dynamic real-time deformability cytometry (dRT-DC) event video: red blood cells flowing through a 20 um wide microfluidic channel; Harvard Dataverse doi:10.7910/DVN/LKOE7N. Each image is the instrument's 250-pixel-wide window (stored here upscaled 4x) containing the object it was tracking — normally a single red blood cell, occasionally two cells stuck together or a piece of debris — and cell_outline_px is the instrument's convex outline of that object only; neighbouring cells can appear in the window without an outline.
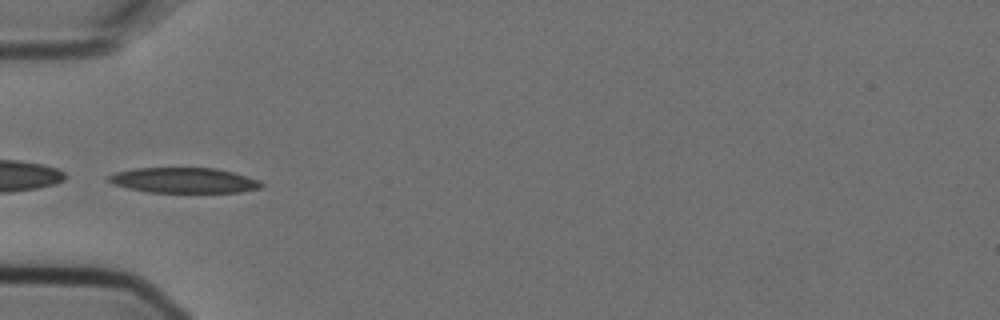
{"species": "Egyptian fruit bat (a non-hibernating species)", "species_latin": "Rousettus aegyptiacus", "temperature_condition": "cold", "stored_images_in_passage": 7, "camera_frame_rate_fps": 3000, "um_per_image_px": 0.085, "animal": {"sex": "female"}, "frame": {"image": 1, "passage_image": 5, "time_ms": 1.333, "image_size_px": [1000, 320], "cell_outline_px": [[264, 184], [260, 188], [240, 192], [148, 192], [128, 188], [112, 184], [104, 180], [108, 176], [116, 172], [132, 168], [216, 168], [248, 176], [260, 180]], "centroid_in_image_um": [15.6, 15.32], "position_along_channel_um": 69.4, "area_um2": 22.66}}
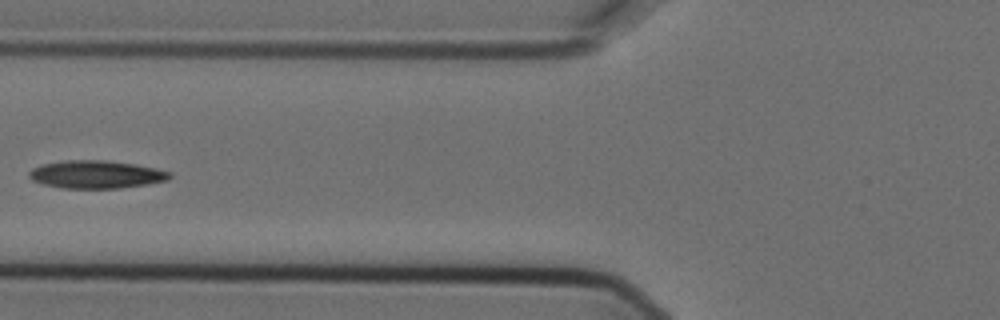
{"frame": {"image": 2, "passage_image": 6, "time_ms": 1.667, "image_size_px": [1000, 320], "cell_outline_px": [[172, 176], [168, 180], [148, 184], [120, 188], [60, 188], [44, 184], [32, 180], [28, 176], [28, 172], [32, 168], [40, 164], [64, 160], [104, 160], [136, 164], [156, 168], [172, 172]], "centroid_in_image_um": [8.17, 14.82], "position_along_channel_um": 117.6, "area_um2": 23.06}}
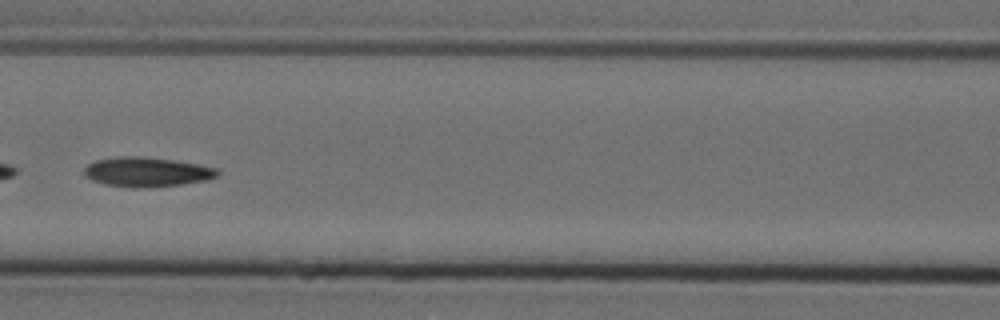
{"frame": {"image": 3, "passage_image": 7, "time_ms": 2.0, "image_size_px": [1000, 320], "cell_outline_px": [[220, 172], [216, 176], [208, 180], [180, 184], [144, 188], [132, 188], [104, 184], [92, 180], [84, 176], [84, 168], [88, 164], [96, 160], [120, 156], [144, 156], [172, 160], [196, 164], [216, 168]], "centroid_in_image_um": [12.44, 14.62], "position_along_channel_um": 154.2, "area_um2": 22.95}}